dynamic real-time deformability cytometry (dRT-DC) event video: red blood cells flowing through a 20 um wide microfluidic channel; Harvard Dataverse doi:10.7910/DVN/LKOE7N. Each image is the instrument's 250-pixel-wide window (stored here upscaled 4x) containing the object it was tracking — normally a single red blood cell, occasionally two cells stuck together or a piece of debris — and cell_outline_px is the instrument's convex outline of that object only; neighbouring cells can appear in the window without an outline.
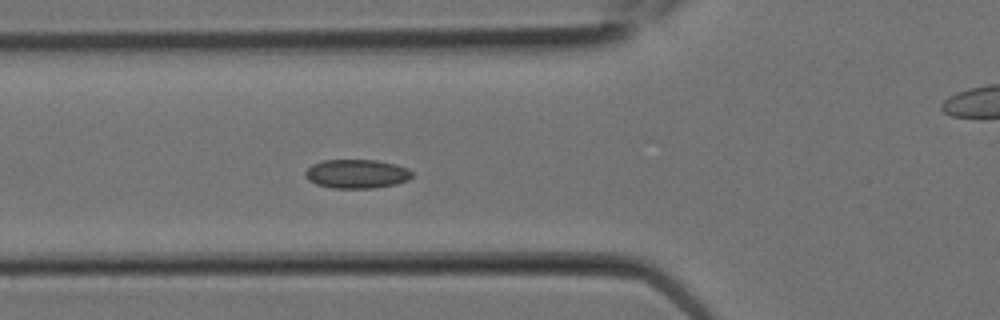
{"species": "Egyptian fruit bat (a non-hibernating species)", "species_latin": "Rousettus aegyptiacus", "temperature_condition": "room temperature", "stored_images_in_passage": 10, "segment_of_instrument_passage": [1, 2], "camera_frame_rate_fps": 3000, "um_per_image_px": 0.085, "animal": {"sex": "female"}, "frame": {"image": 1, "passage_image": 9, "time_ms": 2.667, "image_size_px": [1000, 320], "cell_outline_px": [[412, 176], [408, 180], [396, 184], [376, 188], [332, 188], [316, 184], [308, 180], [304, 176], [304, 172], [312, 164], [324, 160], [376, 160], [396, 164], [408, 168], [412, 172]], "centroid_in_image_um": [30.32, 14.78], "position_along_channel_um": 95.5, "area_um2": 18.15}}